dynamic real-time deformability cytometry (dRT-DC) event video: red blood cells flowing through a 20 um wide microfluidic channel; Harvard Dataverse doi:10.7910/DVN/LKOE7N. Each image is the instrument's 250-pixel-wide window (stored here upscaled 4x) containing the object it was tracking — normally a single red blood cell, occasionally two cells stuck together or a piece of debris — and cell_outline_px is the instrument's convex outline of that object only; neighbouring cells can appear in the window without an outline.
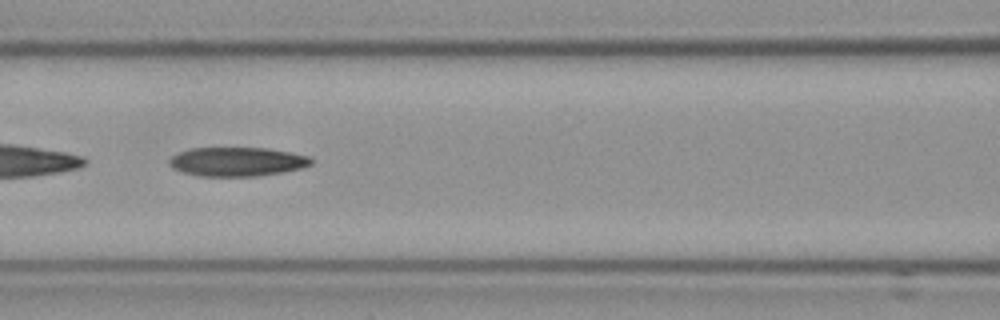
{"species": "Egyptian fruit bat (a non-hibernating species)", "species_latin": "Rousettus aegyptiacus", "temperature_condition": "cold", "stored_images_in_passage": 50, "camera_frame_rate_fps": 3000, "um_per_image_px": 0.085, "frame": {"image": 1, "passage_image": 26, "time_ms": 8.333, "image_size_px": [1000, 320], "cell_outline_px": [[312, 164], [300, 168], [284, 172], [260, 176], [200, 176], [184, 172], [172, 168], [168, 164], [168, 160], [172, 156], [188, 148], [268, 148], [308, 156], [312, 160]], "centroid_in_image_um": [20.13, 13.74], "position_along_channel_um": 146.5, "area_um2": 23.99}}